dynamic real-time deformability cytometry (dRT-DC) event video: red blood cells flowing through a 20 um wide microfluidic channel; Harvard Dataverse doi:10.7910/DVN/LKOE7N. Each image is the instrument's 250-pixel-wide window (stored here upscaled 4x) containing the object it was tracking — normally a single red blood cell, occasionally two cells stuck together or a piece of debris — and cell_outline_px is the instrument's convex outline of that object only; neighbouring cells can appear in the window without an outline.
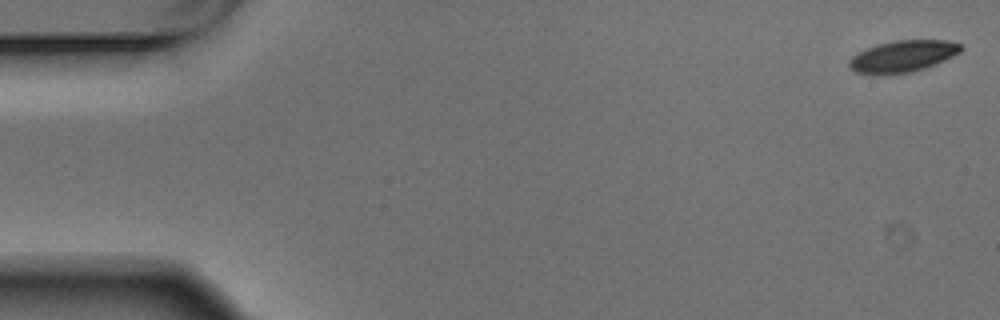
{"species": "Egyptian fruit bat (a non-hibernating species)", "species_latin": "Rousettus aegyptiacus", "temperature_condition": "warm", "stored_images_in_passage": 5, "camera_frame_rate_fps": 3000, "um_per_image_px": 0.085, "animal": {"sex": "male"}, "frame": {"image": 1, "passage_image": 1, "time_ms": 0.0, "image_size_px": [1000, 320], "cell_outline_px": [[964, 48], [960, 52], [936, 64], [924, 68], [908, 72], [880, 76], [856, 72], [848, 68], [848, 60], [852, 56], [864, 48], [876, 44], [892, 40], [948, 40], [960, 44]], "centroid_in_image_um": [76.67, 4.78], "position_along_channel_um": 8.3, "area_um2": 20.98}}
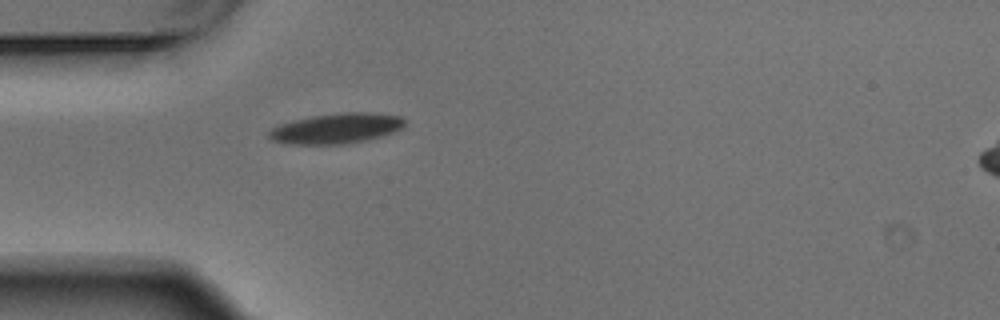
{"frame": {"image": 2, "passage_image": 5, "time_ms": 1.333, "image_size_px": [1000, 320], "cell_outline_px": [[404, 128], [380, 136], [364, 140], [344, 144], [288, 144], [272, 140], [268, 136], [268, 132], [272, 128], [280, 124], [312, 116], [340, 112], [372, 112], [400, 116], [404, 120]], "centroid_in_image_um": [28.59, 10.91], "position_along_channel_um": 56.4, "area_um2": 23.81}}